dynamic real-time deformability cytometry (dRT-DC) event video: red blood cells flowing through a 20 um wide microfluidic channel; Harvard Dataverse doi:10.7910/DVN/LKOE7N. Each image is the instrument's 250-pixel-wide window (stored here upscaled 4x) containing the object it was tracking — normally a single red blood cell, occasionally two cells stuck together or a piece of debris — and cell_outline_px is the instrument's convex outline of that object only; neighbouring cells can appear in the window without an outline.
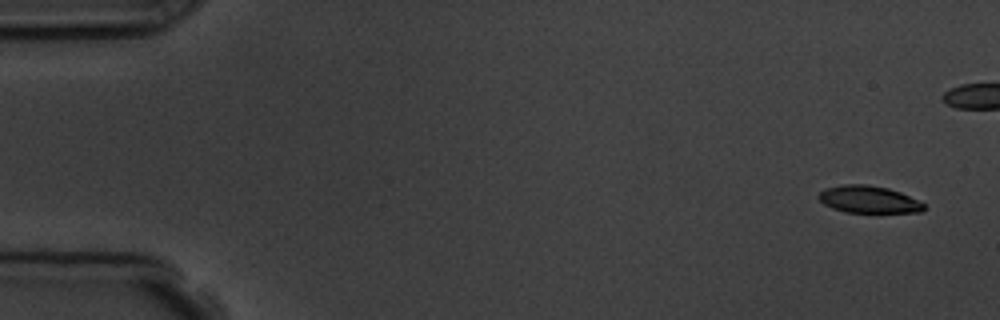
{"species": "common noctule bat (a hibernating species)", "species_latin": "Nyctalus noctula", "temperature_condition": "room temperature", "stored_images_in_passage": 6, "camera_frame_rate_fps": 3000, "um_per_image_px": 0.085, "animal": {"sex": "male", "body_mass_g": 19.5, "forearm_length_mm": 54.6}, "frame": {"image": 1, "passage_image": 1, "time_ms": 0.0, "image_size_px": [1000, 320], "cell_outline_px": [[928, 208], [920, 212], [844, 212], [832, 208], [824, 204], [816, 196], [824, 188], [844, 184], [868, 184], [888, 188], [900, 192], [924, 204]], "centroid_in_image_um": [73.8, 16.94], "position_along_channel_um": 11.2, "area_um2": 16.7}}